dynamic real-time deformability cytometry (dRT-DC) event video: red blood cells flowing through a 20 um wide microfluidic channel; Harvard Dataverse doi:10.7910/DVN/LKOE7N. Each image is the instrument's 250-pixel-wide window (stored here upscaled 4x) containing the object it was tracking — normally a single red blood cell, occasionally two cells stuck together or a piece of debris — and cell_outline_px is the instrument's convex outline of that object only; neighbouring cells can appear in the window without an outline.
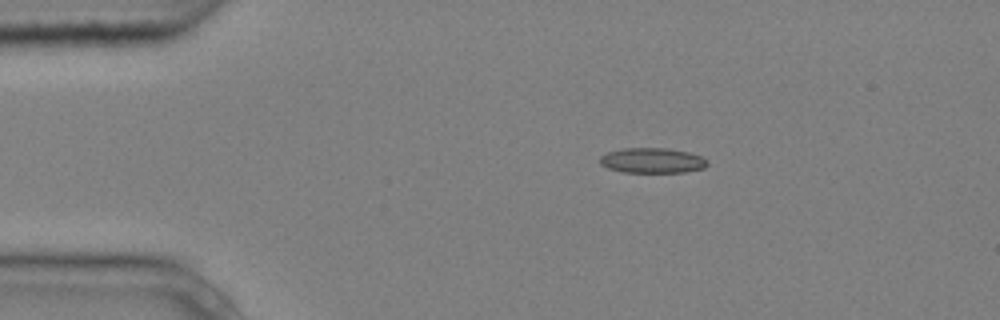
{"species": "common noctule bat (a hibernating species)", "species_latin": "Nyctalus noctula", "temperature_condition": "cold", "stored_images_in_passage": 5, "camera_frame_rate_fps": 3000, "um_per_image_px": 0.085, "animal": {"sex": "male", "body_mass_g": 20.4}, "frame": {"image": 1, "passage_image": 3, "time_ms": 0.667, "image_size_px": [1000, 320], "cell_outline_px": [[708, 164], [704, 168], [684, 172], [624, 172], [608, 168], [600, 164], [600, 156], [608, 152], [624, 148], [668, 148], [688, 152], [700, 156], [708, 160]], "centroid_in_image_um": [55.45, 13.64], "position_along_channel_um": 29.5, "area_um2": 15.72}}
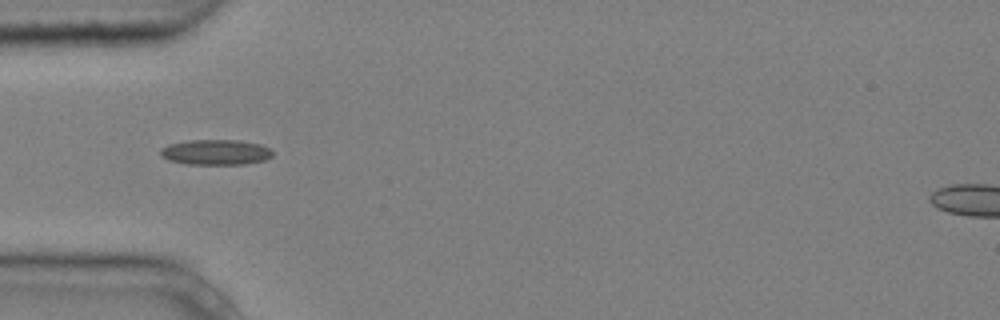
{"frame": {"image": 2, "passage_image": 5, "time_ms": 1.333, "image_size_px": [1000, 320], "cell_outline_px": [[272, 156], [264, 160], [244, 164], [188, 164], [168, 160], [160, 156], [160, 148], [168, 144], [192, 140], [236, 140], [260, 144], [272, 148]], "centroid_in_image_um": [18.33, 12.93], "position_along_channel_um": 66.7, "area_um2": 16.59}}